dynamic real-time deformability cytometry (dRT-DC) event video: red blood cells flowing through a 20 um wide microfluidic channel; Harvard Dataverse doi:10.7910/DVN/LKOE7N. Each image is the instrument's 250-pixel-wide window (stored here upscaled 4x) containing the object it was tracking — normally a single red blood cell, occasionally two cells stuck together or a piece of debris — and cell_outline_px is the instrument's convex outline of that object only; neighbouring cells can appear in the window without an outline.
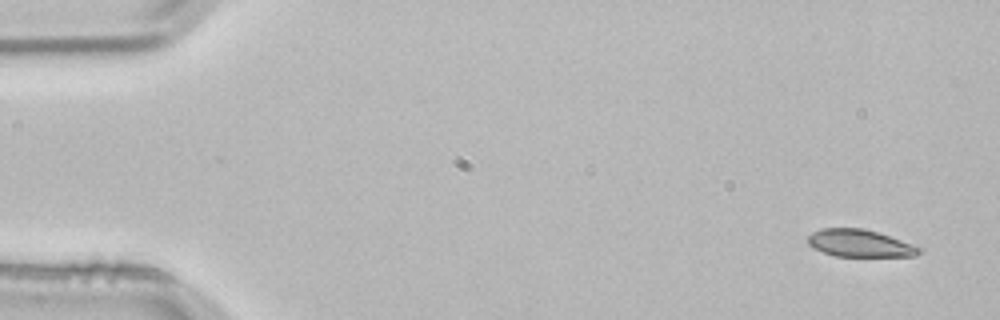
{"species": "common noctule bat (a hibernating species)", "species_latin": "Nyctalus noctula", "temperature_condition": "room temperature", "stored_images_in_passage": 5, "camera_frame_rate_fps": 3000, "um_per_image_px": 0.085, "animal": {"sex": "male", "body_mass_g": 21.5, "forearm_length_mm": 52.0}, "frame": {"image": 1, "passage_image": 1, "time_ms": 0.0, "image_size_px": [1000, 320], "cell_outline_px": [[924, 248], [916, 256], [836, 256], [824, 252], [808, 244], [808, 236], [812, 232], [820, 228], [864, 228]], "centroid_in_image_um": [73.09, 20.67], "position_along_channel_um": 11.9, "area_um2": 17.51}}